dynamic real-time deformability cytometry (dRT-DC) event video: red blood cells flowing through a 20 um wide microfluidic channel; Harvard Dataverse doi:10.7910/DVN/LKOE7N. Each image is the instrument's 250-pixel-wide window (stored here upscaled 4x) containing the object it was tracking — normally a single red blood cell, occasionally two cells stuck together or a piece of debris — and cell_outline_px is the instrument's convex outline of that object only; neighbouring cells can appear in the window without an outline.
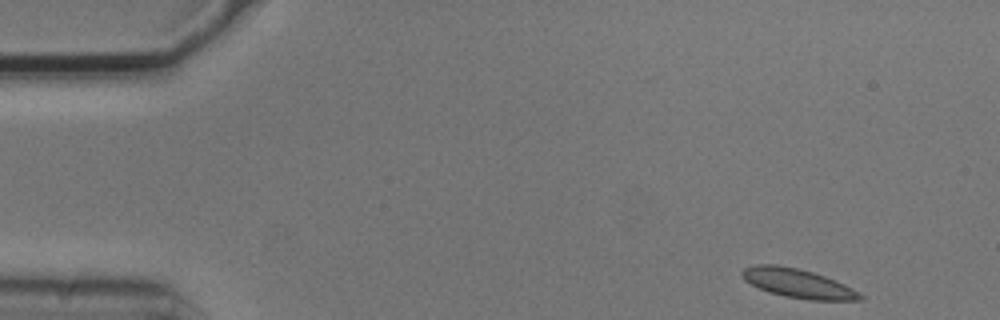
{"species": "common noctule bat (a hibernating species)", "species_latin": "Nyctalus noctula", "temperature_condition": "cold", "stored_images_in_passage": 5, "segment_of_instrument_passage": [1, 2], "camera_frame_rate_fps": 3000, "um_per_image_px": 0.085, "animal": {"sex": "male", "body_mass_g": 20.5, "forearm_length_mm": 52.5}, "frame": {"image": 1, "passage_image": 1, "time_ms": 0.0, "image_size_px": [1000, 320], "cell_outline_px": [[864, 300], [808, 300], [784, 296], [768, 292], [744, 280], [740, 276], [740, 272], [744, 268], [756, 264], [776, 264], [796, 268], [812, 272], [836, 280], [852, 288], [864, 296]], "centroid_in_image_um": [67.8, 24.08], "position_along_channel_um": 17.2, "area_um2": 20.0}}